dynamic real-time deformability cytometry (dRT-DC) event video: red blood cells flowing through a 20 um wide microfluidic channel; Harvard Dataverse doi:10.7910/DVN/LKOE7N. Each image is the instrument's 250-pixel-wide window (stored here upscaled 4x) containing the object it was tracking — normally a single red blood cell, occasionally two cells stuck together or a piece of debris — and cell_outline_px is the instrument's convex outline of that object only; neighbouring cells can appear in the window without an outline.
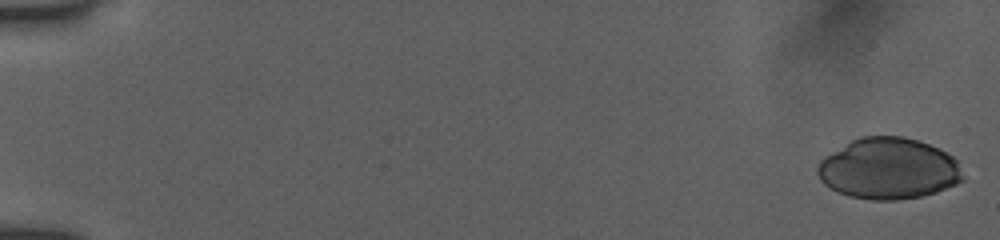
{"species": "human", "species_latin": "Homo sapiens", "temperature_condition": "room temperature", "stored_images_in_passage": 9, "camera_frame_rate_fps": 3000, "um_per_image_px": 0.085, "donor": {"sex": "female"}, "frame": {"image": 1, "passage_image": 1, "time_ms": 0.0, "image_size_px": [1000, 240], "cell_outline_px": [[964, 180], [956, 184], [936, 192], [920, 196], [896, 200], [872, 200], [848, 196], [836, 192], [824, 184], [820, 180], [816, 172], [816, 168], [820, 160], [852, 140], [860, 136], [904, 136], [928, 144], [952, 156], [956, 160]], "centroid_in_image_um": [75.49, 14.34], "position_along_channel_um": 9.5, "area_um2": 51.62}}
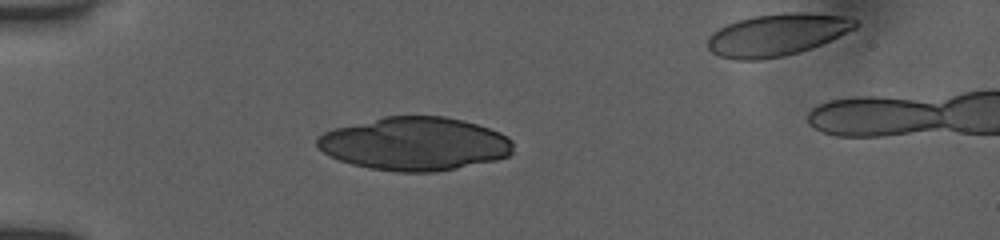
{"frame": {"image": 2, "passage_image": 7, "time_ms": 2.0, "image_size_px": [1000, 240], "cell_outline_px": [[512, 152], [508, 156], [496, 160], [436, 172], [396, 172], [368, 168], [352, 164], [340, 160], [324, 152], [316, 144], [316, 140], [324, 132], [336, 128], [384, 116], [444, 116], [464, 120], [500, 132], [508, 136], [512, 140]], "centroid_in_image_um": [35.28, 12.22], "position_along_channel_um": 49.7, "area_um2": 60.75}}